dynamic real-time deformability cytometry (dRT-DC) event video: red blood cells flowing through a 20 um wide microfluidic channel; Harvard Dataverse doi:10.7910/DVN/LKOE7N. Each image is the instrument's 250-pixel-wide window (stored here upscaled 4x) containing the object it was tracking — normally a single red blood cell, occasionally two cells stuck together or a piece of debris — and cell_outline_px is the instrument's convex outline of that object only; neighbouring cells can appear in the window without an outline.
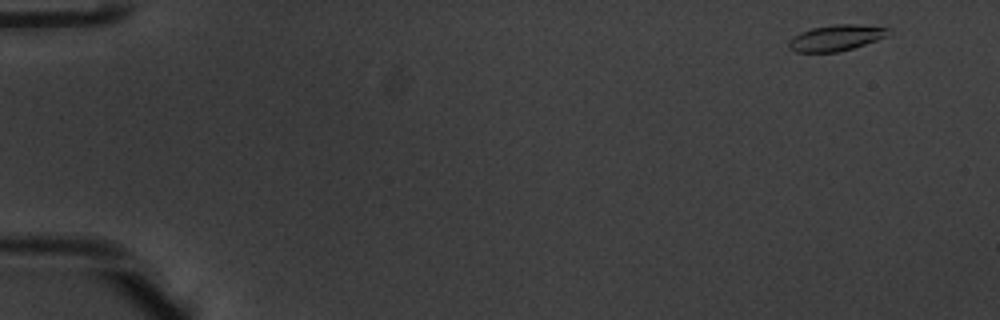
{"species": "common noctule bat (a hibernating species)", "species_latin": "Nyctalus noctula", "temperature_condition": "warm", "stored_images_in_passage": 52, "camera_frame_rate_fps": 3000, "um_per_image_px": 0.085, "animal": {"sex": "male", "body_mass_g": 20.1, "forearm_length_mm": 53.5}, "frame": {"image": 1, "passage_image": 2, "time_ms": 0.333, "image_size_px": [1000, 320], "cell_outline_px": [[892, 32], [888, 36], [852, 48], [836, 52], [796, 52], [788, 48], [788, 40], [792, 36], [800, 32], [812, 28], [836, 24], [856, 24], [888, 28]], "centroid_in_image_um": [71.04, 3.21], "position_along_channel_um": 14.0, "area_um2": 15.09}}
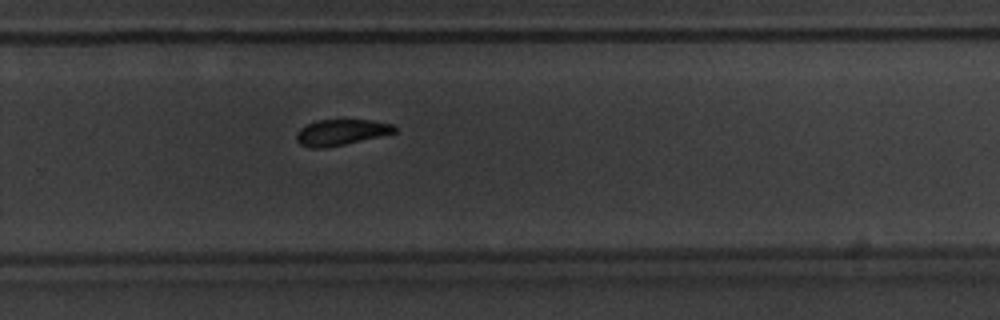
{"frame": {"image": 2, "passage_image": 35, "time_ms": 11.333, "image_size_px": [1000, 320], "cell_outline_px": [[396, 132], [380, 136], [344, 144], [324, 148], [308, 148], [300, 144], [296, 140], [296, 132], [300, 128], [316, 120], [372, 120], [392, 124], [396, 128]], "centroid_in_image_um": [28.95, 11.25], "position_along_channel_um": 300.8, "area_um2": 14.74}}
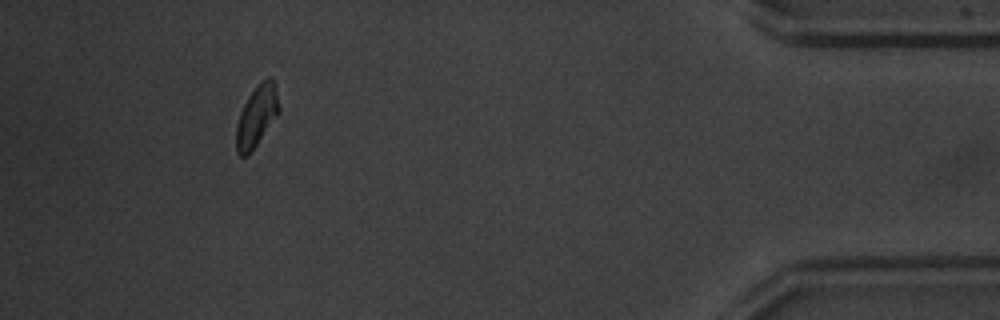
{"frame": {"image": 3, "passage_image": 48, "time_ms": 15.667, "image_size_px": [1000, 320], "cell_outline_px": [[280, 112], [248, 156], [240, 156], [236, 152], [236, 124], [240, 112], [248, 96], [256, 84], [260, 80], [268, 76], [272, 76], [280, 108]], "centroid_in_image_um": [21.81, 9.85], "position_along_channel_um": 413.4, "area_um2": 15.43}, "authors_computed_cell_mechanics": {"area_um2": 15.6638, "velocity_mm_per_s": 3.8433, "shape_relaxation_time_tau1_ms": 2.3666, "shape_relaxation_time_tau2_ms": 6.1195, "deformation_change_tau1": 0.1275, "deformation_change_tau2": 0.117}}